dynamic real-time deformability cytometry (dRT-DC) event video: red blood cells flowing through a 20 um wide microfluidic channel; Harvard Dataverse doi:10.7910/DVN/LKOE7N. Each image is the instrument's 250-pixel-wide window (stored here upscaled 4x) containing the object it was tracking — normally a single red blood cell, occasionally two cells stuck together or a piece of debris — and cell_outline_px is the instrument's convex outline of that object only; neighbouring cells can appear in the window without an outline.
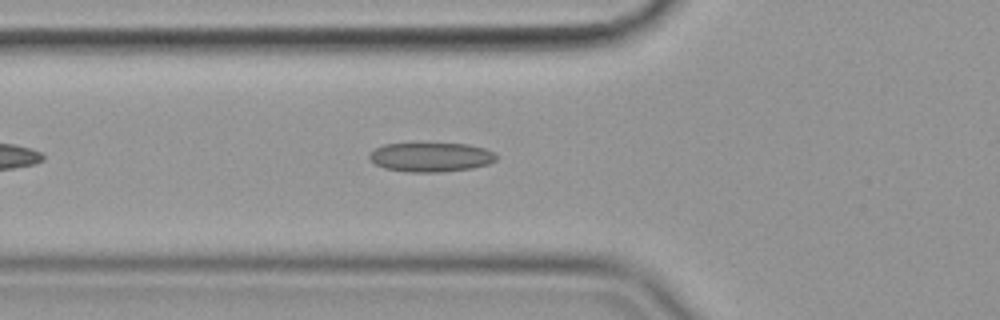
{"species": "common noctule bat (a hibernating species)", "species_latin": "Nyctalus noctula", "temperature_condition": "cold", "stored_images_in_passage": 29, "camera_frame_rate_fps": 3000, "um_per_image_px": 0.085, "animal": {"sex": "female", "body_mass_g": 19.9}, "frame": {"image": 1, "passage_image": 8, "time_ms": 2.333, "image_size_px": [1000, 320], "cell_outline_px": [[496, 160], [488, 164], [472, 168], [444, 172], [408, 172], [384, 168], [376, 164], [368, 156], [368, 152], [384, 144], [468, 144], [484, 148], [496, 152]], "centroid_in_image_um": [36.64, 13.36], "position_along_channel_um": 89.2, "area_um2": 21.62}}
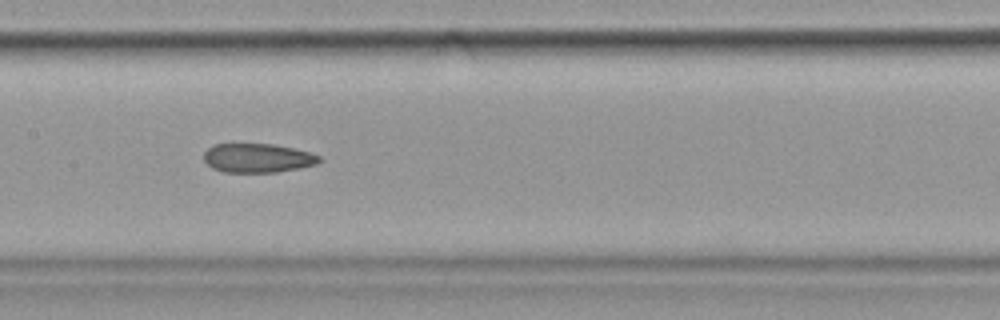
{"frame": {"image": 2, "passage_image": 16, "time_ms": 5.0, "image_size_px": [1000, 320], "cell_outline_px": [[320, 160], [316, 164], [300, 168], [276, 172], [224, 172], [212, 168], [204, 160], [204, 152], [212, 144], [232, 140], [272, 144], [312, 152], [320, 156]], "centroid_in_image_um": [21.82, 13.37], "position_along_channel_um": 185.6, "area_um2": 20.4}}
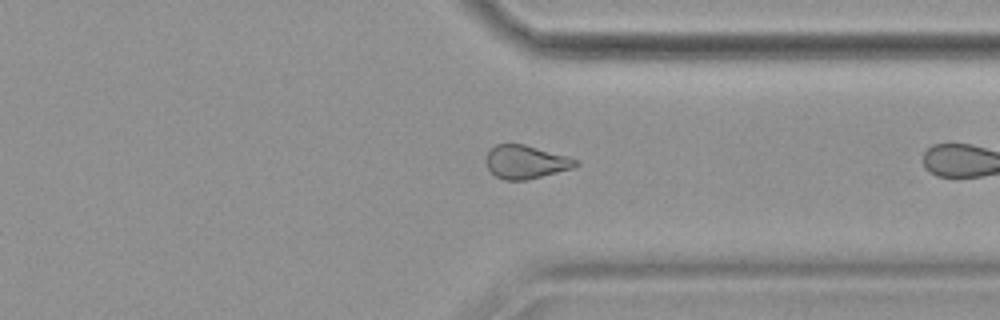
{"frame": {"image": 3, "passage_image": 28, "time_ms": 9.0, "image_size_px": [1000, 320], "cell_outline_px": [[580, 164], [572, 168], [528, 180], [504, 180], [496, 176], [488, 168], [484, 160], [488, 152], [496, 144], [524, 144], [568, 156], [580, 160]], "centroid_in_image_um": [44.7, 13.77], "position_along_channel_um": 366.7, "area_um2": 17.51}}